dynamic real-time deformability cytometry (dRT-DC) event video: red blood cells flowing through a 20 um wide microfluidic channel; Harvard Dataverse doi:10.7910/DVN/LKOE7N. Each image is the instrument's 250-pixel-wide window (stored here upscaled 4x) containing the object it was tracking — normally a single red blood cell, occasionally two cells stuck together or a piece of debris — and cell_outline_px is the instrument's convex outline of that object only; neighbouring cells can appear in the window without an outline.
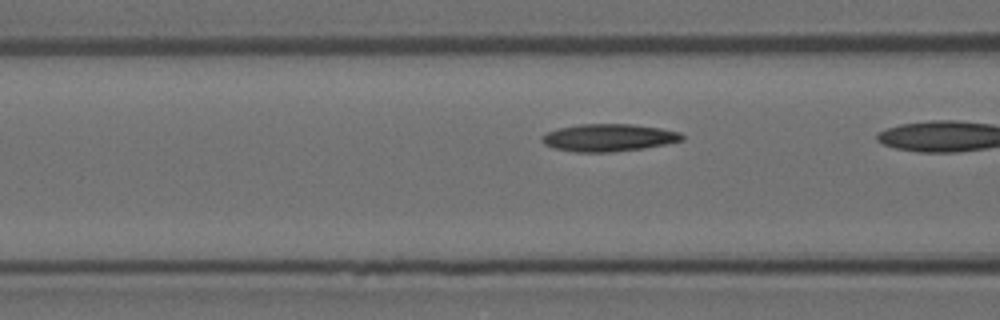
{"species": "Egyptian fruit bat (a non-hibernating species)", "species_latin": "Rousettus aegyptiacus", "temperature_condition": "room temperature", "stored_images_in_passage": 7, "camera_frame_rate_fps": 3000, "um_per_image_px": 0.085, "animal": {"sex": "female"}, "frame": {"image": 1, "passage_image": 5, "time_ms": 1.333, "image_size_px": [1000, 320], "cell_outline_px": [[684, 140], [644, 148], [612, 152], [576, 152], [556, 148], [544, 144], [540, 140], [540, 136], [548, 132], [560, 128], [580, 124], [632, 124], [660, 128], [680, 132], [684, 136]], "centroid_in_image_um": [51.74, 11.7], "position_along_channel_um": 114.9, "area_um2": 22.31}}